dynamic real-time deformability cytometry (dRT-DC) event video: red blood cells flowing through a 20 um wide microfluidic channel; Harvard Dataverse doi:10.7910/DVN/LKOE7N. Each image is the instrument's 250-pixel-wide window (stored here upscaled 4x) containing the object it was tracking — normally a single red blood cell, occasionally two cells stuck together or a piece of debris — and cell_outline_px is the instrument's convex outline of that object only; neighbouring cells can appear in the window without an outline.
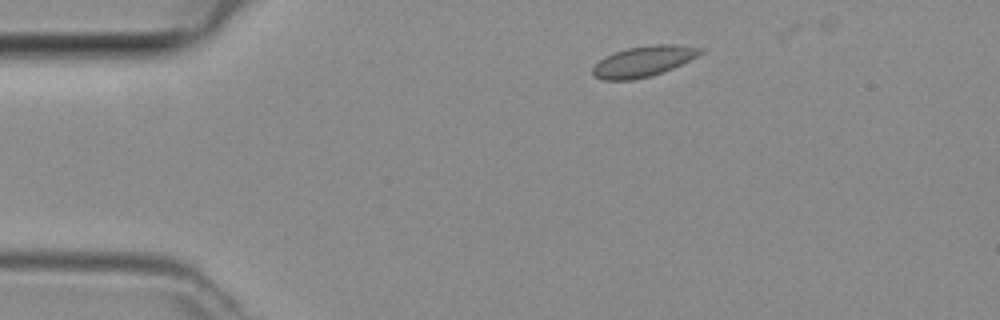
{"species": "common noctule bat (a hibernating species)", "species_latin": "Nyctalus noctula", "temperature_condition": "room temperature", "stored_images_in_passage": 22, "camera_frame_rate_fps": 3000, "um_per_image_px": 0.085, "animal": {"sex": "female", "body_mass_g": 29.2, "forearm_length_mm": 56.3}, "frame": {"image": 1, "passage_image": 1, "time_ms": 0.0, "image_size_px": [1000, 320], "cell_outline_px": [[708, 48], [704, 52], [672, 68], [648, 76], [632, 80], [604, 80], [592, 76], [592, 68], [604, 56], [628, 48], [652, 44], [680, 44]], "centroid_in_image_um": [54.71, 5.19], "position_along_channel_um": 30.3, "area_um2": 19.19}}
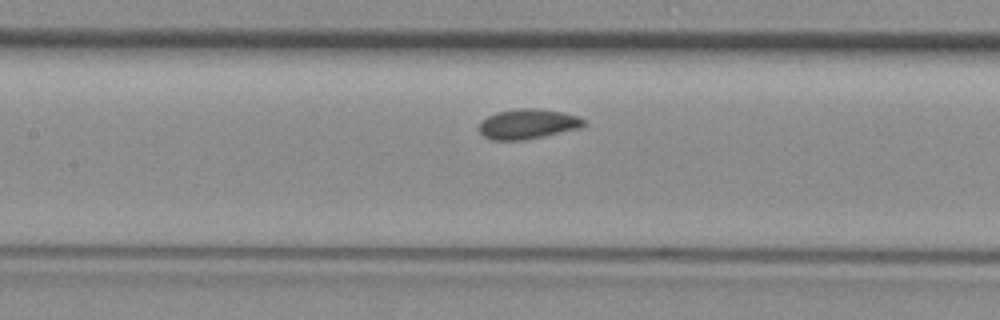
{"frame": {"image": 2, "passage_image": 14, "time_ms": 4.333, "image_size_px": [1000, 320], "cell_outline_px": [[588, 124], [580, 128], [524, 140], [492, 140], [484, 136], [480, 132], [480, 120], [496, 112], [520, 108], [536, 108], [564, 112], [580, 116]], "centroid_in_image_um": [44.89, 10.53], "position_along_channel_um": 162.5, "area_um2": 18.38}}
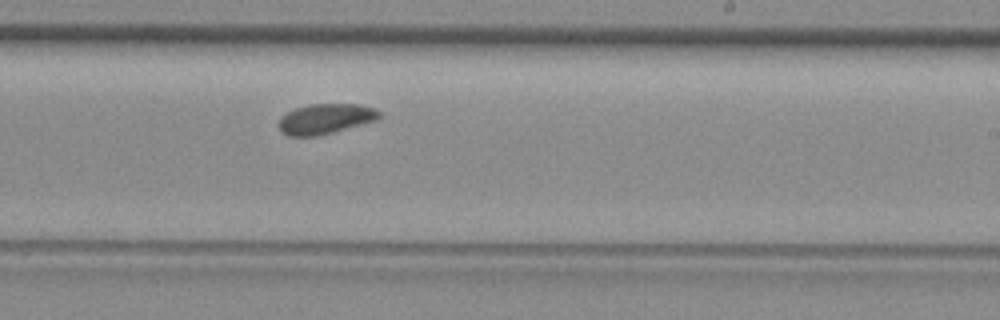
{"frame": {"image": 3, "passage_image": 21, "time_ms": 6.667, "image_size_px": [1000, 320], "cell_outline_px": [[380, 116], [376, 120], [332, 132], [316, 136], [288, 136], [280, 128], [280, 116], [292, 108], [308, 104], [360, 104], [376, 108], [380, 112]], "centroid_in_image_um": [27.65, 10.07], "position_along_channel_um": 261.3, "area_um2": 17.63}}